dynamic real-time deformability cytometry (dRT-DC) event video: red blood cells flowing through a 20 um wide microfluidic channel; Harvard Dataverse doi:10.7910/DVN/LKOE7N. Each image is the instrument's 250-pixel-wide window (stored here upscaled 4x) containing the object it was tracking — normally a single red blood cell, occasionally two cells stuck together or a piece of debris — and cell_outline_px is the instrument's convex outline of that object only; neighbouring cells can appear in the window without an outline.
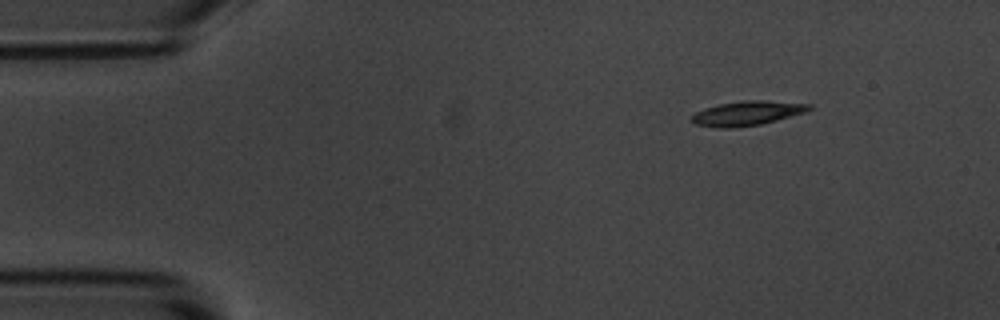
{"species": "common noctule bat (a hibernating species)", "species_latin": "Nyctalus noctula", "temperature_condition": "room temperature", "stored_images_in_passage": 9, "camera_frame_rate_fps": 3000, "um_per_image_px": 0.085, "animal": {"sex": "male", "body_mass_g": 20.1, "forearm_length_mm": 53.5}, "frame": {"image": 1, "passage_image": 1, "time_ms": 0.0, "image_size_px": [1000, 320], "cell_outline_px": [[812, 108], [804, 112], [776, 120], [760, 124], [732, 128], [716, 128], [696, 124], [692, 120], [692, 116], [696, 112], [704, 108], [720, 104], [744, 100], [760, 100], [812, 104]], "centroid_in_image_um": [63.49, 9.62], "position_along_channel_um": 21.5, "area_um2": 16.47}}
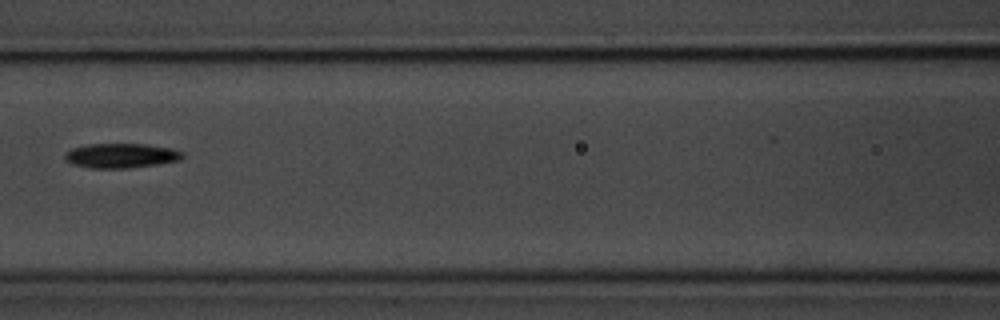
{"frame": {"image": 2, "passage_image": 6, "time_ms": 5.667, "image_size_px": [1000, 320], "cell_outline_px": [[184, 156], [180, 160], [156, 164], [124, 168], [92, 168], [72, 164], [64, 160], [64, 152], [72, 148], [88, 144], [144, 144], [172, 148], [184, 152]], "centroid_in_image_um": [10.26, 13.22], "position_along_channel_um": 156.3, "area_um2": 16.88}}
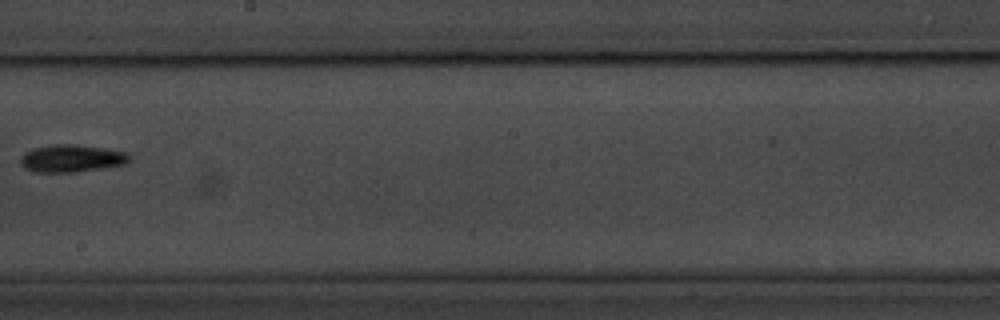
{"frame": {"image": 3, "passage_image": 8, "time_ms": 8.0, "image_size_px": [1000, 320], "cell_outline_px": [[132, 160], [128, 164], [76, 172], [36, 172], [24, 168], [20, 164], [20, 156], [24, 152], [32, 148], [52, 144], [76, 144], [104, 148], [128, 152], [132, 156]], "centroid_in_image_um": [6.11, 13.46], "position_along_channel_um": 242.1, "area_um2": 17.86}}